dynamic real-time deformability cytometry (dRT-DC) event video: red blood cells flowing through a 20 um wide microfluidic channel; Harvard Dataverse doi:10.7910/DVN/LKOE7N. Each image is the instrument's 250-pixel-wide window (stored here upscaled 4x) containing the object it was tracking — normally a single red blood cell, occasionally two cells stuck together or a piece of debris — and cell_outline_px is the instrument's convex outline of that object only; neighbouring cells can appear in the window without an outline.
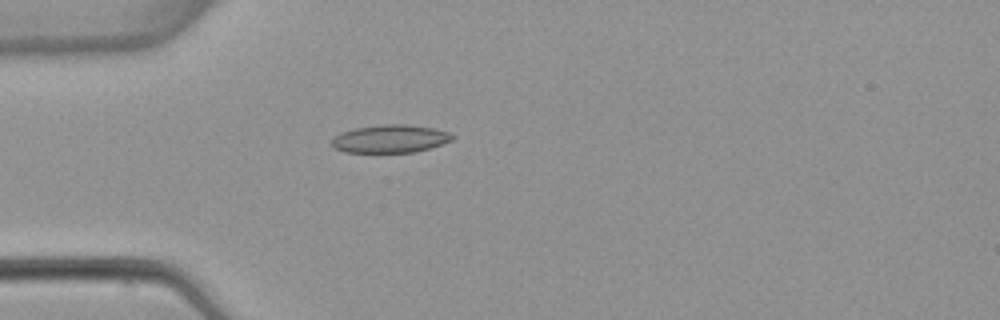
{"species": "common noctule bat (a hibernating species)", "species_latin": "Nyctalus noctula", "temperature_condition": "warm", "stored_images_in_passage": 4, "camera_frame_rate_fps": 3000, "um_per_image_px": 0.085, "animal": {"sex": "female", "body_mass_g": 22.7, "forearm_length_mm": 54.2}, "frame": {"image": 1, "passage_image": 4, "time_ms": 3.667, "image_size_px": [1000, 320], "cell_outline_px": [[456, 136], [452, 140], [416, 152], [344, 152], [332, 148], [332, 136], [340, 132], [356, 128], [380, 124], [408, 124], [432, 128], [452, 132]], "centroid_in_image_um": [33.15, 11.79], "position_along_channel_um": 51.9, "area_um2": 19.83}}